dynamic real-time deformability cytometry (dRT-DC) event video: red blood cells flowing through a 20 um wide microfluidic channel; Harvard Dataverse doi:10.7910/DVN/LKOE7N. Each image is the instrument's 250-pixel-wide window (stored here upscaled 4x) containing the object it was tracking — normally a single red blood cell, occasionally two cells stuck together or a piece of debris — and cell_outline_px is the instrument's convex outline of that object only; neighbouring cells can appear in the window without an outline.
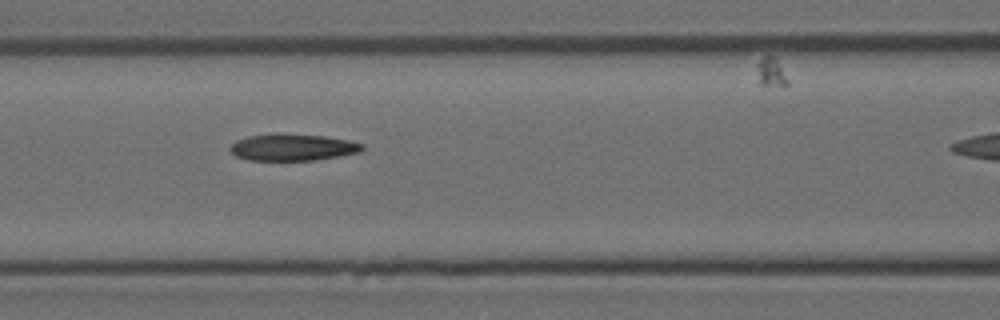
{"species": "Egyptian fruit bat (a non-hibernating species)", "species_latin": "Rousettus aegyptiacus", "temperature_condition": "room temperature", "stored_images_in_passage": 6, "camera_frame_rate_fps": 3000, "um_per_image_px": 0.085, "animal": {"sex": "female"}, "frame": {"image": 1, "passage_image": 5, "time_ms": 4.333, "image_size_px": [1000, 320], "cell_outline_px": [[364, 148], [360, 152], [340, 156], [312, 160], [248, 160], [236, 156], [228, 148], [236, 140], [248, 136], [272, 132], [280, 132], [324, 136], [348, 140], [364, 144]], "centroid_in_image_um": [24.85, 12.5], "position_along_channel_um": 141.7, "area_um2": 20.92}}